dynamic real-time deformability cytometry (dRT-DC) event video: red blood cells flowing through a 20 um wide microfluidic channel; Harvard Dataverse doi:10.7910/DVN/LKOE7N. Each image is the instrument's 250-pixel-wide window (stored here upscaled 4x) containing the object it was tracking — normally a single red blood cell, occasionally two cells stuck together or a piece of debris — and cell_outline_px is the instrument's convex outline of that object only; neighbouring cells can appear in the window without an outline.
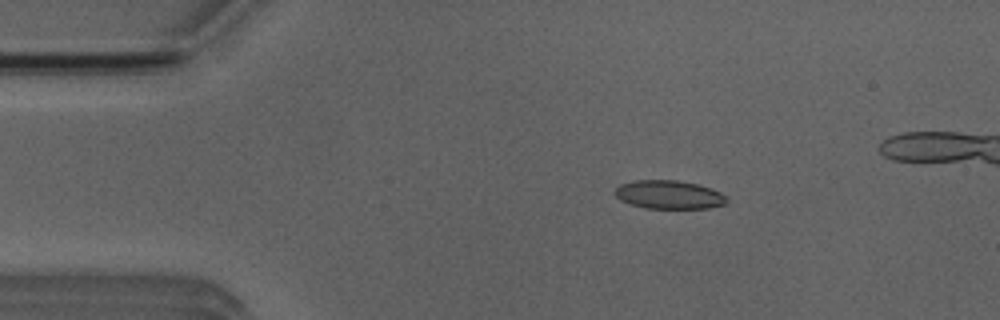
{"species": "Egyptian fruit bat (a non-hibernating species)", "species_latin": "Rousettus aegyptiacus", "temperature_condition": "room temperature", "stored_images_in_passage": 4, "camera_frame_rate_fps": 3000, "um_per_image_px": 0.085, "animal": {"sex": "male"}, "frame": {"image": 1, "passage_image": 2, "time_ms": 1.0, "image_size_px": [1000, 320], "cell_outline_px": [[728, 200], [724, 204], [708, 208], [644, 208], [620, 200], [612, 192], [620, 184], [632, 180], [676, 180], [696, 184], [712, 188], [720, 192]], "centroid_in_image_um": [56.82, 16.54], "position_along_channel_um": 28.2, "area_um2": 18.55}}